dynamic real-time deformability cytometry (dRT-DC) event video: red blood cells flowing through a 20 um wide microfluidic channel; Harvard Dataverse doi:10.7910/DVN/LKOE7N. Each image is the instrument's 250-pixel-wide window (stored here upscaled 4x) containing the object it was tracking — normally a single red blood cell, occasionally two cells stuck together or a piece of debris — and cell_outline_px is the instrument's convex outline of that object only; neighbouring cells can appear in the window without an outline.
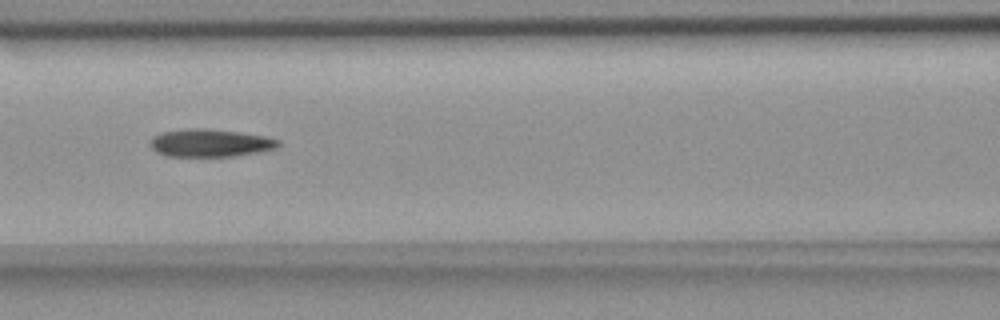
{"species": "common noctule bat (a hibernating species)", "species_latin": "Nyctalus noctula", "temperature_condition": "room temperature", "stored_images_in_passage": 7, "camera_frame_rate_fps": 3000, "um_per_image_px": 0.085, "animal": {"sex": "female", "body_mass_g": 18.4}, "frame": {"image": 1, "passage_image": 3, "time_ms": 2.333, "image_size_px": [1000, 320], "cell_outline_px": [[280, 144], [276, 148], [256, 152], [232, 156], [164, 156], [156, 152], [148, 144], [152, 136], [164, 132], [192, 128], [196, 128], [236, 132], [264, 136], [280, 140]], "centroid_in_image_um": [17.81, 12.16], "position_along_channel_um": 148.8, "area_um2": 20.4}}
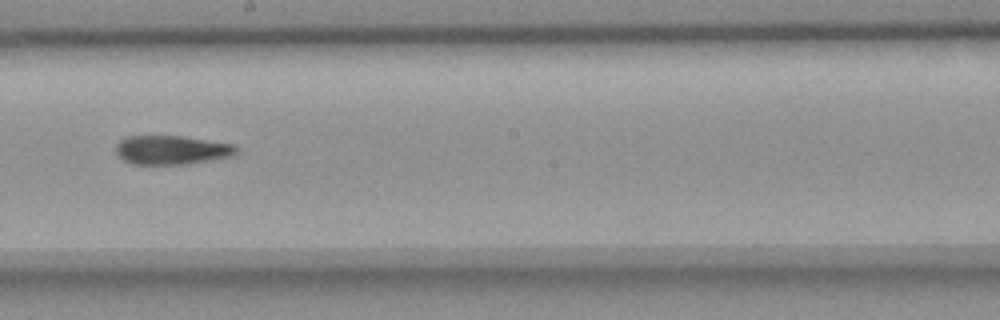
{"frame": {"image": 2, "passage_image": 5, "time_ms": 4.667, "image_size_px": [1000, 320], "cell_outline_px": [[236, 152], [228, 156], [212, 160], [188, 164], [132, 164], [124, 160], [116, 152], [116, 144], [120, 140], [128, 136], [184, 136], [236, 144]], "centroid_in_image_um": [14.59, 12.74], "position_along_channel_um": 233.6, "area_um2": 20.29}}
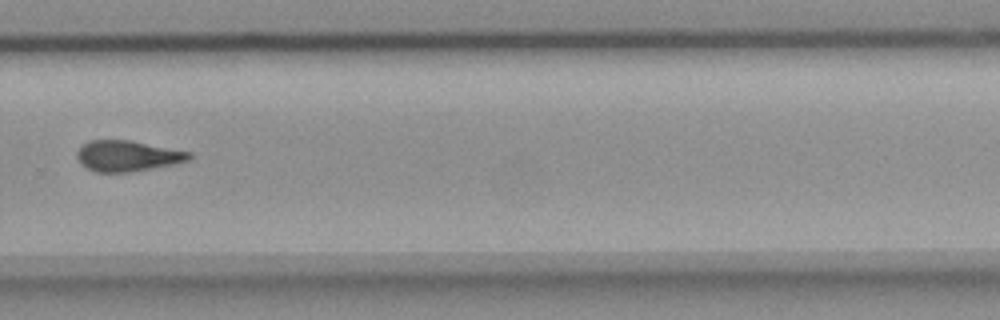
{"frame": {"image": 3, "passage_image": 7, "time_ms": 7.0, "image_size_px": [1000, 320], "cell_outline_px": [[192, 160], [172, 164], [128, 172], [92, 172], [80, 164], [76, 156], [76, 152], [88, 140], [128, 140], [192, 152]], "centroid_in_image_um": [10.81, 13.25], "position_along_channel_um": 319.0, "area_um2": 20.11}}